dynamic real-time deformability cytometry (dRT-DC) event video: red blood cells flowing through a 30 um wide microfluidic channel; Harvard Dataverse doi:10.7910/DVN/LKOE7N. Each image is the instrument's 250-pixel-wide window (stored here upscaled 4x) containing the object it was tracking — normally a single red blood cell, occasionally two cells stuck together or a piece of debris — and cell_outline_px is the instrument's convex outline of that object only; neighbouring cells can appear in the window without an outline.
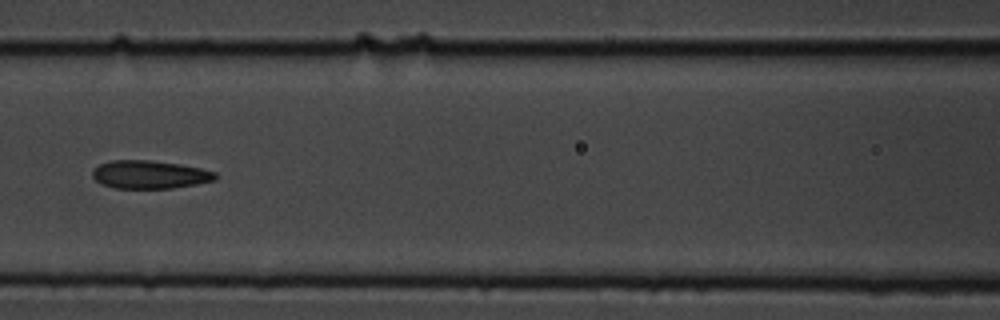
{"species": "common noctule bat (a hibernating species)", "species_latin": "Nyctalus noctula", "temperature_condition": "cold", "stored_images_in_passage": 15, "camera_frame_rate_fps": 3000, "um_per_image_px": 0.085, "animal": {"sex": "male", "body_mass_g": 19.5, "forearm_length_mm": 54.6}, "frame": {"image": 1, "passage_image": 7, "time_ms": 2.0, "image_size_px": [1000, 320], "cell_outline_px": [[216, 180], [196, 184], [172, 188], [116, 188], [104, 184], [96, 180], [92, 176], [92, 172], [100, 164], [112, 160], [148, 160], [180, 164], [200, 168], [216, 172]], "centroid_in_image_um": [12.75, 14.83], "position_along_channel_um": 153.9, "area_um2": 19.94}}
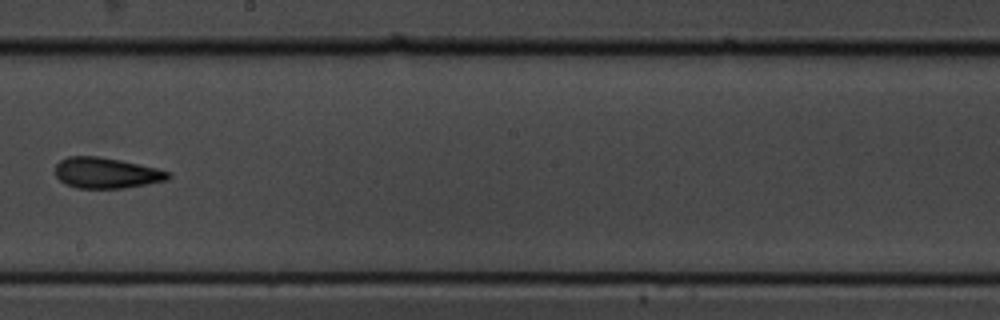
{"frame": {"image": 2, "passage_image": 9, "time_ms": 2.667, "image_size_px": [1000, 320], "cell_outline_px": [[172, 176], [168, 180], [124, 188], [76, 188], [64, 184], [56, 176], [56, 164], [60, 160], [68, 156], [96, 156], [120, 160], [156, 168], [168, 172]], "centroid_in_image_um": [9.01, 14.7], "position_along_channel_um": 239.2, "area_um2": 20.17}}
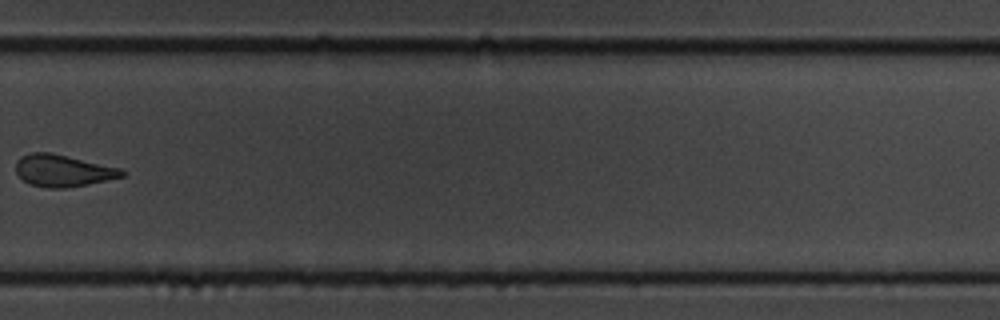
{"frame": {"image": 3, "passage_image": 11, "time_ms": 3.333, "image_size_px": [1000, 320], "cell_outline_px": [[128, 172], [124, 176], [108, 180], [88, 184], [64, 188], [48, 188], [28, 184], [16, 172], [16, 160], [20, 156], [28, 152], [48, 152], [120, 168]], "centroid_in_image_um": [5.33, 14.51], "position_along_channel_um": 324.5, "area_um2": 19.71}}